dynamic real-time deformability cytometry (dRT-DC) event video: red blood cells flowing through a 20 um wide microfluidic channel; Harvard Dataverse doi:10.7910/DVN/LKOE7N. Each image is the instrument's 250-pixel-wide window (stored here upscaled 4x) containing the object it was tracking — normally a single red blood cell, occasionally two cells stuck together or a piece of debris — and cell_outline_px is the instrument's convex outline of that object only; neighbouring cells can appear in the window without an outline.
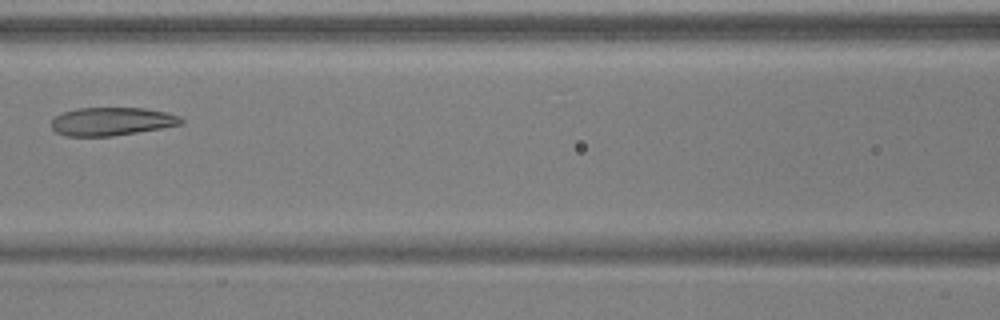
{"species": "common noctule bat (a hibernating species)", "species_latin": "Nyctalus noctula", "temperature_condition": "warm", "stored_images_in_passage": 7, "camera_frame_rate_fps": 3000, "um_per_image_px": 0.085, "animal": {"sex": "male", "body_mass_g": 17.9, "forearm_length_mm": 54.2}, "frame": {"image": 1, "passage_image": 7, "time_ms": 2.0, "image_size_px": [1000, 320], "cell_outline_px": [[184, 124], [112, 136], [64, 136], [56, 132], [52, 128], [52, 120], [56, 116], [64, 112], [76, 108], [144, 108], [168, 112], [180, 116], [184, 120]], "centroid_in_image_um": [9.52, 10.32], "position_along_channel_um": 157.1, "area_um2": 21.33}}